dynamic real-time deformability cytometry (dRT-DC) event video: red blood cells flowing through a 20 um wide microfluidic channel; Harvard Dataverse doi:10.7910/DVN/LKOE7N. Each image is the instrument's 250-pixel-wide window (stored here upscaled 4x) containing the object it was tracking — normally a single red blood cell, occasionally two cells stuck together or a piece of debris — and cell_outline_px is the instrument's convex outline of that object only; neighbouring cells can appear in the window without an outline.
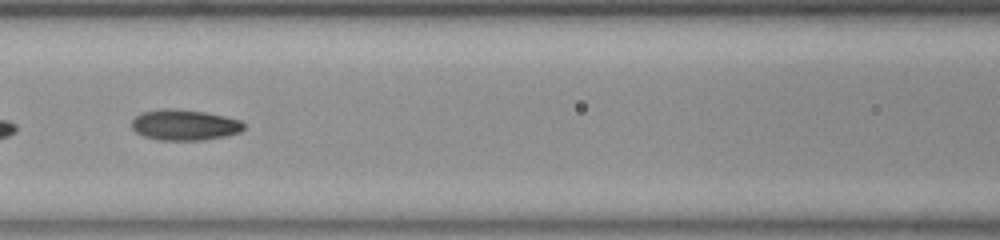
{"species": "common noctule bat (a hibernating species)", "species_latin": "Nyctalus noctula", "temperature_condition": "room temperature", "stored_images_in_passage": 16, "camera_frame_rate_fps": 3000, "um_per_image_px": 0.085, "animal": {"sex": "female", "body_mass_g": 23.0, "forearm_length_mm": 53.4}, "frame": {"image": 1, "passage_image": 14, "time_ms": 4.333, "image_size_px": [1000, 240], "cell_outline_px": [[244, 128], [240, 132], [224, 136], [204, 140], [160, 140], [144, 136], [136, 132], [132, 128], [132, 120], [136, 116], [144, 112], [168, 108], [204, 112], [224, 116], [240, 120], [244, 124]], "centroid_in_image_um": [15.69, 10.63], "position_along_channel_um": 150.9, "area_um2": 19.83}}